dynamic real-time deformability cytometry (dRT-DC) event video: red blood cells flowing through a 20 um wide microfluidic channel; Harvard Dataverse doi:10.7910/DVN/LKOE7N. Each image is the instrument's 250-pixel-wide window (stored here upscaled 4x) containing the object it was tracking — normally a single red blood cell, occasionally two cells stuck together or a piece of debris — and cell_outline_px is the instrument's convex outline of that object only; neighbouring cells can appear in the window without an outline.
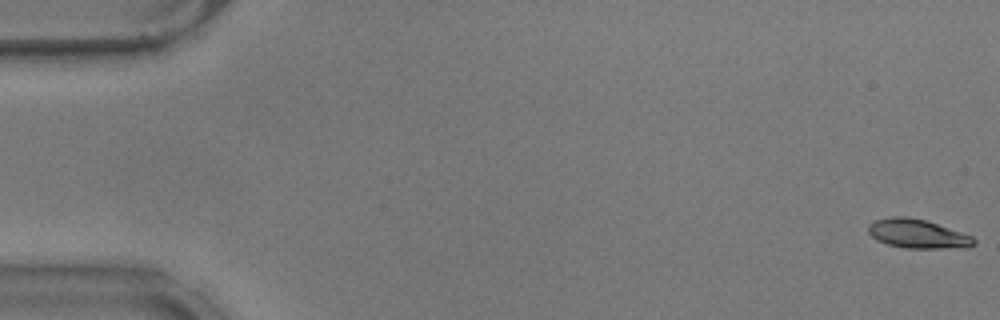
{"species": "common noctule bat (a hibernating species)", "species_latin": "Nyctalus noctula", "temperature_condition": "warm", "stored_images_in_passage": 55, "camera_frame_rate_fps": 3000, "um_per_image_px": 0.085, "animal": {"sex": "male", "body_mass_g": 17.9}, "frame": {"image": 1, "passage_image": 1, "time_ms": 0.0, "image_size_px": [1000, 320], "cell_outline_px": [[976, 244], [968, 248], [908, 248], [888, 244], [876, 240], [868, 232], [868, 224], [876, 220], [892, 216], [908, 216], [924, 220], [972, 236], [976, 240]], "centroid_in_image_um": [78.0, 19.88], "position_along_channel_um": 7.0, "area_um2": 17.74}}
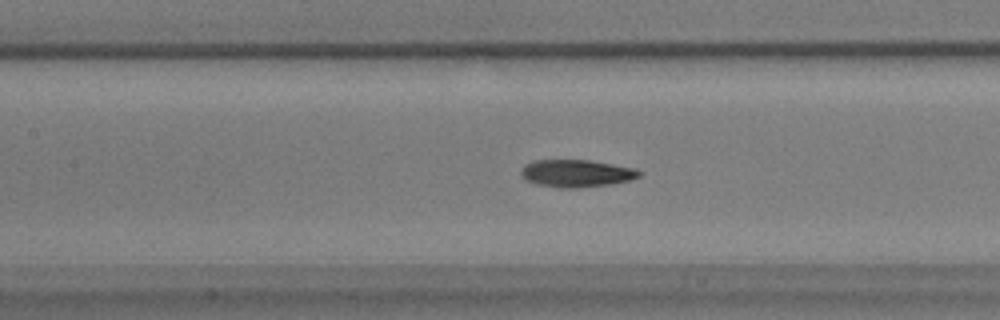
{"frame": {"image": 2, "passage_image": 25, "time_ms": 8.0, "image_size_px": [1000, 320], "cell_outline_px": [[644, 172], [640, 176], [628, 180], [612, 184], [580, 188], [560, 188], [536, 184], [524, 180], [520, 172], [524, 164], [536, 160], [592, 160], [636, 168]], "centroid_in_image_um": [49.01, 14.73], "position_along_channel_um": 158.4, "area_um2": 19.19}}
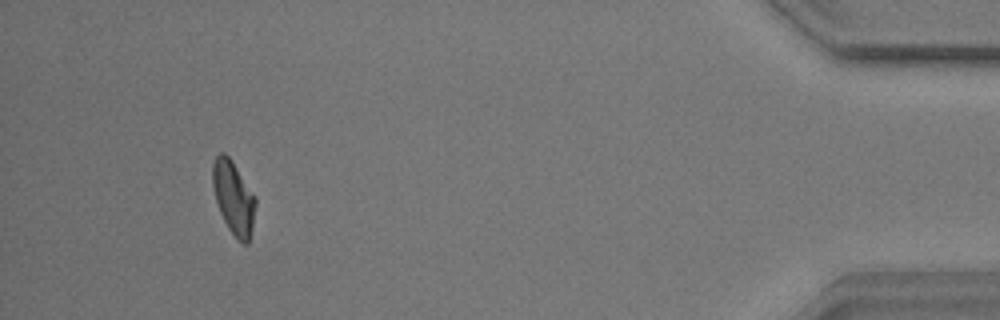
{"frame": {"image": 3, "passage_image": 51, "time_ms": 16.667, "image_size_px": [1000, 320], "cell_outline_px": [[256, 204], [252, 228], [248, 244], [244, 244], [236, 240], [228, 228], [220, 212], [216, 200], [212, 184], [212, 164], [216, 156], [220, 152], [224, 152], [232, 160], [256, 196]], "centroid_in_image_um": [19.85, 16.8], "position_along_channel_um": 415.3, "area_um2": 18.5}, "authors_computed_cell_mechanics": {"area_um2": 18.2648, "velocity_mm_per_s": 3.7281, "shape_relaxation_time_tau1_ms": 4.7838, "shape_relaxation_time_tau2_ms": 3.0845, "deformation_change_tau1": 0.1589, "deformation_change_tau2": 0.0969}}